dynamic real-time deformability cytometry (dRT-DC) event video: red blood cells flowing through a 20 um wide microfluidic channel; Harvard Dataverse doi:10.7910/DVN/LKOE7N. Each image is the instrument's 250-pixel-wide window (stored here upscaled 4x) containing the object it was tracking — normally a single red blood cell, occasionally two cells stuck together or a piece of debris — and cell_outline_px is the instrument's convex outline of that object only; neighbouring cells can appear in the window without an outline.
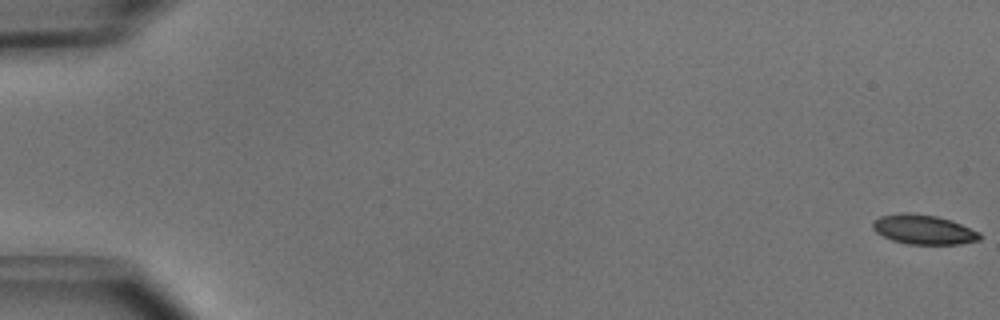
{"species": "common noctule bat (a hibernating species)", "species_latin": "Nyctalus noctula", "temperature_condition": "cold", "stored_images_in_passage": 24, "camera_frame_rate_fps": 3000, "um_per_image_px": 0.085, "animal": {"sex": "male", "body_mass_g": 15.6}, "frame": {"image": 1, "passage_image": 1, "time_ms": 0.0, "image_size_px": [1000, 320], "cell_outline_px": [[980, 240], [956, 244], [908, 244], [892, 240], [876, 232], [872, 228], [872, 220], [880, 216], [900, 212], [912, 212], [936, 216], [960, 224], [980, 232]], "centroid_in_image_um": [78.45, 19.5], "position_along_channel_um": 6.6, "area_um2": 18.38}}
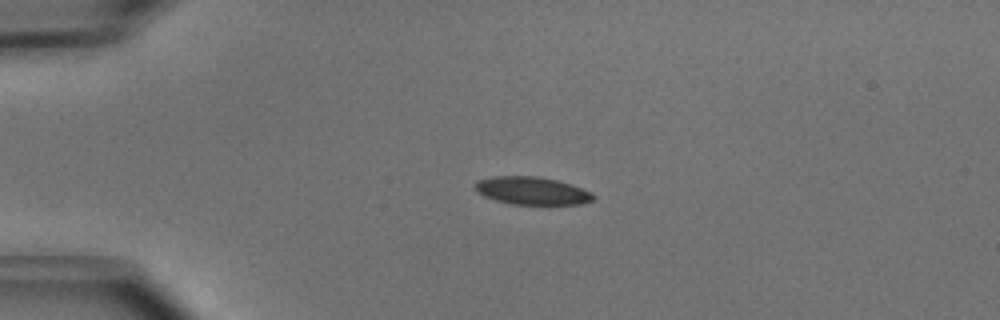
{"frame": {"image": 2, "passage_image": 13, "time_ms": 4.0, "image_size_px": [1000, 320], "cell_outline_px": [[596, 196], [592, 200], [580, 204], [512, 204], [496, 200], [484, 196], [476, 192], [476, 180], [492, 176], [536, 176], [556, 180], [572, 184], [592, 192]], "centroid_in_image_um": [45.22, 16.2], "position_along_channel_um": 39.8, "area_um2": 19.13}}
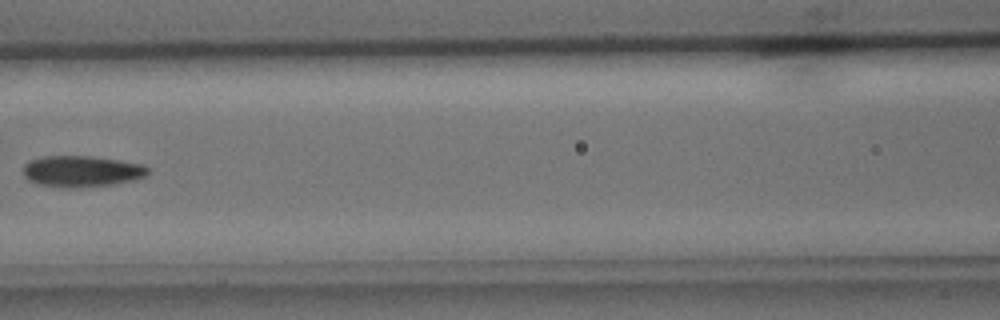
{"frame": {"image": 3, "passage_image": 22, "time_ms": 7.0, "image_size_px": [1000, 320], "cell_outline_px": [[152, 172], [144, 176], [132, 180], [116, 184], [72, 188], [64, 188], [36, 184], [28, 180], [24, 176], [24, 164], [28, 160], [44, 156], [88, 156], [120, 160], [144, 164]], "centroid_in_image_um": [6.93, 14.56], "position_along_channel_um": 159.7, "area_um2": 22.95}}